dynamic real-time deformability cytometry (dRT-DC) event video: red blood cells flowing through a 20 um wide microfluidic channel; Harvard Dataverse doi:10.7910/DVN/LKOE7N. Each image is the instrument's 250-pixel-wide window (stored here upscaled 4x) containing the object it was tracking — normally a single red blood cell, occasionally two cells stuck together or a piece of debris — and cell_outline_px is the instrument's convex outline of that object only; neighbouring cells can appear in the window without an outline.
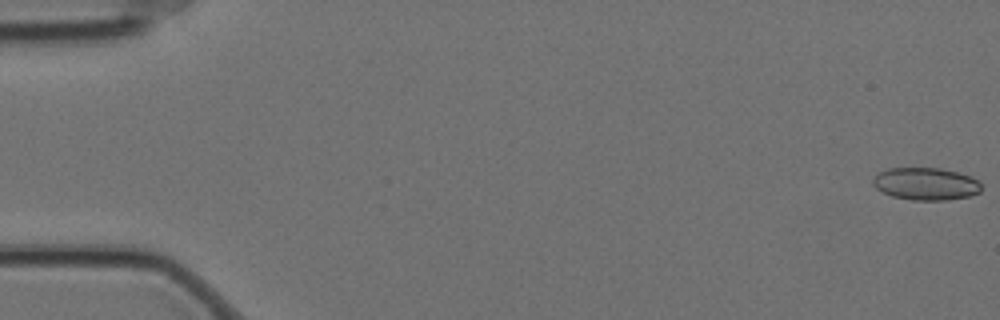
{"species": "Egyptian fruit bat (a non-hibernating species)", "species_latin": "Rousettus aegyptiacus", "temperature_condition": "cold", "stored_images_in_passage": 11, "camera_frame_rate_fps": 3000, "um_per_image_px": 0.085, "animal": {"sex": "female"}, "frame": {"image": 1, "passage_image": 1, "time_ms": 0.0, "image_size_px": [1000, 320], "cell_outline_px": [[980, 192], [968, 196], [944, 200], [912, 200], [892, 196], [876, 188], [872, 184], [872, 180], [880, 172], [888, 168], [940, 168], [956, 172], [980, 180]], "centroid_in_image_um": [78.68, 15.62], "position_along_channel_um": 6.3, "area_um2": 20.29}}